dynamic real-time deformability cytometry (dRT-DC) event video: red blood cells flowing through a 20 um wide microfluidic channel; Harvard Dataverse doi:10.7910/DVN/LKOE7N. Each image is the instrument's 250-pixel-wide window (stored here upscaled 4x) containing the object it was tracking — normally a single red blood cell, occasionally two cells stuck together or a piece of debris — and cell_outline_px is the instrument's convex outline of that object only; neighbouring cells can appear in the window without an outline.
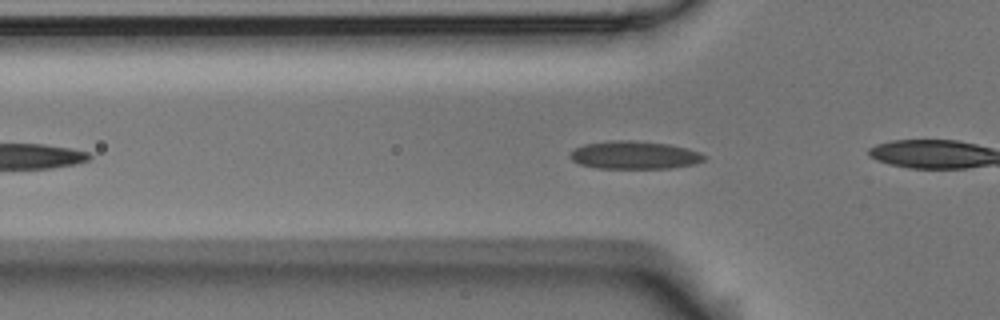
{"species": "Egyptian fruit bat (a non-hibernating species)", "species_latin": "Rousettus aegyptiacus", "temperature_condition": "room temperature", "stored_images_in_passage": 40, "camera_frame_rate_fps": 3000, "um_per_image_px": 0.085, "animal": {"sex": "male"}, "frame": {"image": 1, "passage_image": 10, "time_ms": 3.0, "image_size_px": [1000, 320], "cell_outline_px": [[708, 156], [704, 160], [696, 164], [672, 168], [596, 168], [580, 164], [572, 160], [568, 156], [576, 148], [584, 144], [608, 140], [632, 140], [668, 144], [688, 148], [700, 152]], "centroid_in_image_um": [53.96, 13.18], "position_along_channel_um": 71.8, "area_um2": 22.02}}
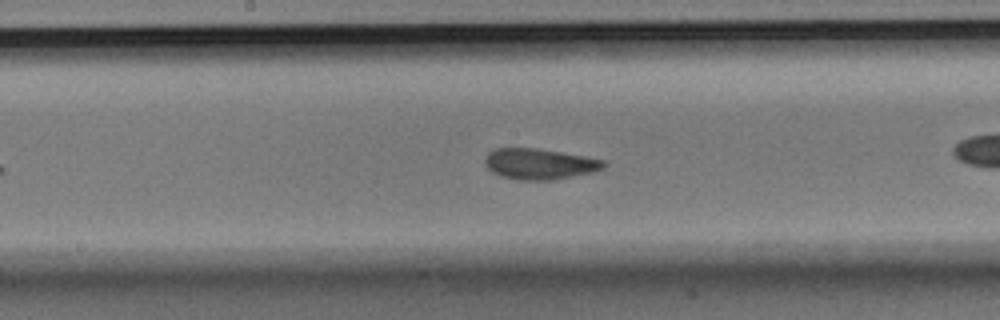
{"frame": {"image": 2, "passage_image": 21, "time_ms": 6.667, "image_size_px": [1000, 320], "cell_outline_px": [[608, 164], [604, 168], [592, 172], [552, 180], [520, 180], [500, 176], [492, 172], [484, 164], [484, 160], [488, 152], [496, 148], [536, 148], [608, 160]], "centroid_in_image_um": [45.87, 13.93], "position_along_channel_um": 202.3, "area_um2": 21.44}}
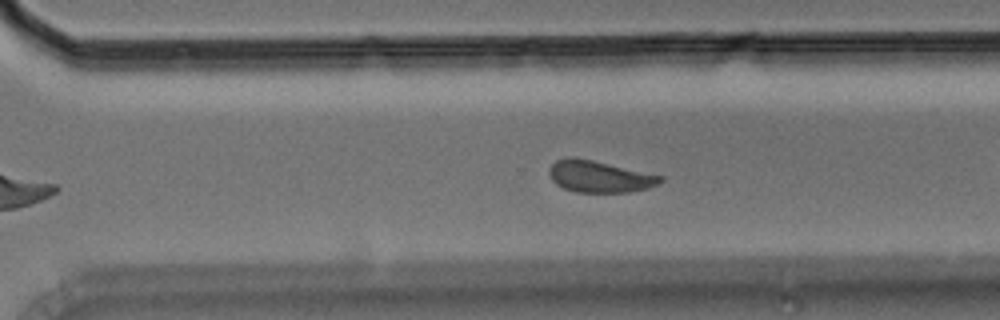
{"frame": {"image": 3, "passage_image": 31, "time_ms": 10.0, "image_size_px": [1000, 320], "cell_outline_px": [[664, 180], [648, 188], [628, 192], [576, 192], [564, 188], [556, 184], [552, 180], [548, 172], [552, 164], [556, 160], [568, 156], [576, 156], [664, 176]], "centroid_in_image_um": [50.93, 14.99], "position_along_channel_um": 319.7, "area_um2": 20.63}, "authors_computed_cell_mechanics": {"area_um2": 21.2126, "velocity_mm_per_s": 3.5303, "shape_relaxation_time_tau1_ms": 6.8344, "shape_relaxation_time_tau2_ms": 1.8511, "deformation_change_tau1": 0.1359, "deformation_change_tau2": 0.0643}}